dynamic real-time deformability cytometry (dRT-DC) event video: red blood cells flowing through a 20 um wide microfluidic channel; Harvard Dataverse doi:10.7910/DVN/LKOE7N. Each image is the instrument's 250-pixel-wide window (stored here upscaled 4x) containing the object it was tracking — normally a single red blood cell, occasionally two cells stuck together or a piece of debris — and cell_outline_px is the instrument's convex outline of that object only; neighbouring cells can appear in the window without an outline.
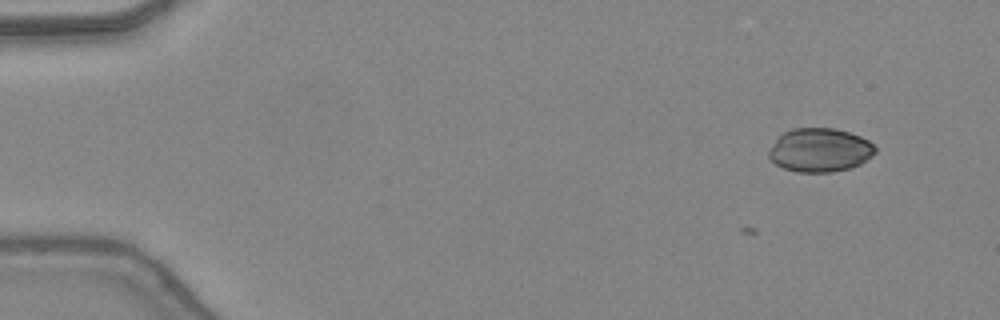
{"species": "common noctule bat (a hibernating species)", "species_latin": "Nyctalus noctula", "temperature_condition": "warm", "stored_images_in_passage": 6, "camera_frame_rate_fps": 3000, "um_per_image_px": 0.085, "animal": {"sex": "female", "body_mass_g": 24.6, "forearm_length_mm": 56.2}, "frame": {"image": 1, "passage_image": 6, "time_ms": 1.667, "image_size_px": [1000, 320], "cell_outline_px": [[876, 152], [872, 156], [860, 164], [848, 168], [832, 172], [796, 172], [784, 168], [776, 164], [768, 156], [768, 152], [776, 140], [784, 132], [792, 128], [836, 128], [860, 136], [868, 140], [876, 148]], "centroid_in_image_um": [69.7, 12.75], "position_along_channel_um": 15.3, "area_um2": 26.99}}